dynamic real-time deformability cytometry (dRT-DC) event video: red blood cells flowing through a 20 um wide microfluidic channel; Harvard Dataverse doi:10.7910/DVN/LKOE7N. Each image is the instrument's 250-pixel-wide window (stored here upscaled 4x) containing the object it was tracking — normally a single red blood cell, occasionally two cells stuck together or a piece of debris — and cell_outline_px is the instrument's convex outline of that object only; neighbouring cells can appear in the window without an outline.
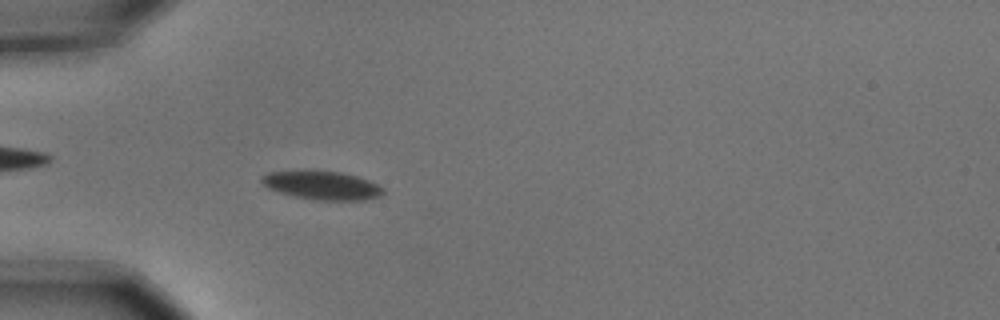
{"species": "common noctule bat (a hibernating species)", "species_latin": "Nyctalus noctula", "temperature_condition": "cold", "stored_images_in_passage": 3, "camera_frame_rate_fps": 3000, "um_per_image_px": 0.085, "animal": {"sex": "male", "body_mass_g": 15.6}, "frame": {"image": 1, "passage_image": 3, "time_ms": 0.667, "image_size_px": [1000, 320], "cell_outline_px": [[384, 192], [380, 196], [368, 200], [320, 200], [296, 196], [280, 192], [268, 188], [260, 180], [260, 176], [268, 172], [304, 168], [312, 168], [340, 172], [356, 176], [368, 180], [384, 188]], "centroid_in_image_um": [27.33, 15.7], "position_along_channel_um": 57.7, "area_um2": 20.81}}